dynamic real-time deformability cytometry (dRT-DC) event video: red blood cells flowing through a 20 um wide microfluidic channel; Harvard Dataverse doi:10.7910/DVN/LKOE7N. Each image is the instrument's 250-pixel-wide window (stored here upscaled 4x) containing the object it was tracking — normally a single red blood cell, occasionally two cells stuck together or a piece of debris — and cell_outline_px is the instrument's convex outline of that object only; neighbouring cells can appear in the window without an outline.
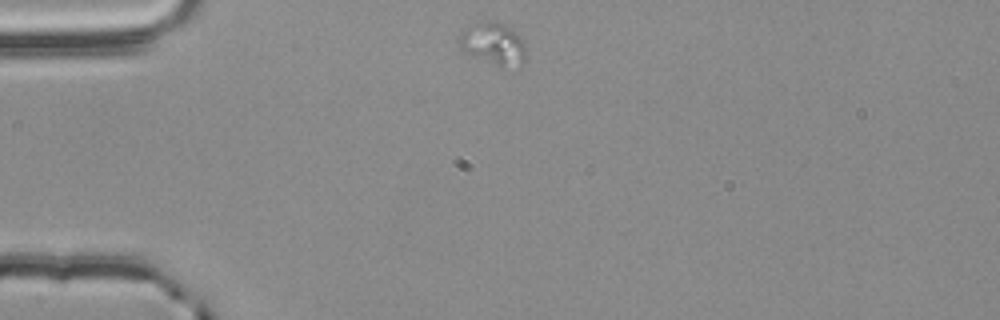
{"species": "common noctule bat (a hibernating species)", "species_latin": "Nyctalus noctula", "temperature_condition": "room temperature", "stored_images_in_passage": 13, "camera_frame_rate_fps": 3000, "um_per_image_px": 0.085, "animal": {"sex": "male", "body_mass_g": 20.4}, "frame": {"image": 1, "passage_image": 1, "time_ms": 0.0, "image_size_px": [1000, 320], "cell_outline_px": [[524, 60], [520, 68], [504, 68], [464, 52], [460, 48], [456, 40], [460, 32], [464, 28], [480, 20], [496, 20], [504, 24], [524, 44]], "centroid_in_image_um": [41.86, 3.72], "position_along_channel_um": 43.1, "area_um2": 16.59}}
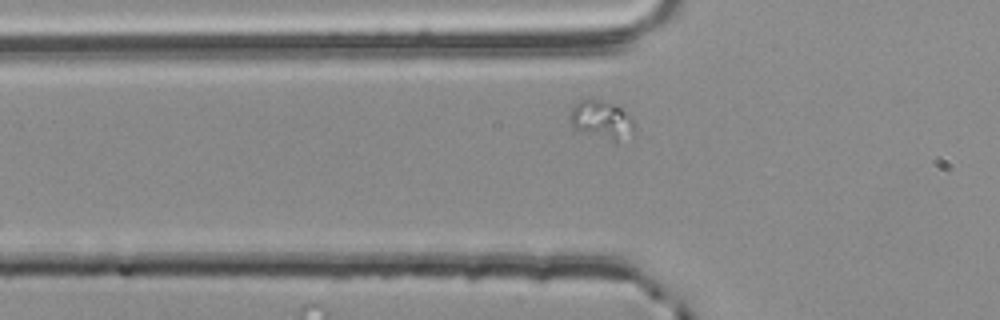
{"frame": {"image": 2, "passage_image": 6, "time_ms": 1.667, "image_size_px": [1000, 320], "cell_outline_px": [[636, 132], [616, 144], [576, 128], [568, 120], [568, 116], [576, 104], [580, 100], [600, 100], [612, 104], [620, 108], [632, 120], [636, 128]], "centroid_in_image_um": [51.18, 10.24], "position_along_channel_um": 74.6, "area_um2": 14.22}}